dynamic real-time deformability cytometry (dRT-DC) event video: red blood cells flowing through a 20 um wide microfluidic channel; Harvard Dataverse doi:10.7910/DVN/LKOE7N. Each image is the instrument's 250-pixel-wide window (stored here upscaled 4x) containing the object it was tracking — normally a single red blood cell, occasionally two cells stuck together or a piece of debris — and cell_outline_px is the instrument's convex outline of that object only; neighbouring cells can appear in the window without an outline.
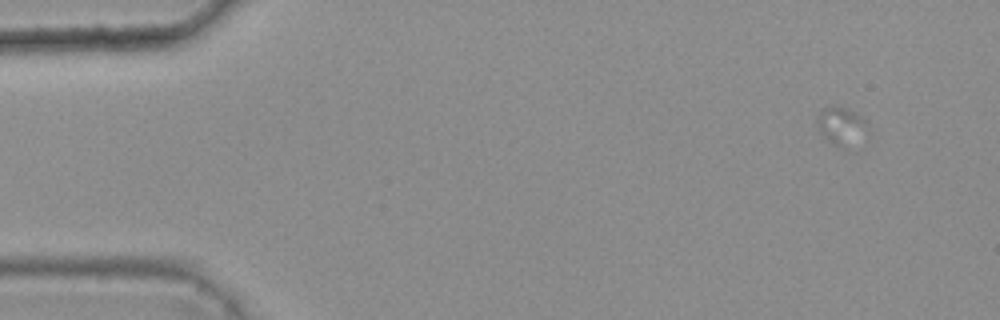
{"species": "common noctule bat (a hibernating species)", "species_latin": "Nyctalus noctula", "temperature_condition": "warm", "stored_images_in_passage": 5, "camera_frame_rate_fps": 3000, "um_per_image_px": 0.085, "animal": {"sex": "female", "body_mass_g": 25.1}, "frame": {"image": 1, "passage_image": 1, "time_ms": 0.0, "image_size_px": [1000, 320], "cell_outline_px": [[872, 132], [844, 148], [840, 148], [832, 144], [820, 132], [816, 120], [820, 108], [832, 104], [836, 104], [856, 112], [864, 116]], "centroid_in_image_um": [71.56, 10.65], "position_along_channel_um": 13.4, "area_um2": 11.79}}
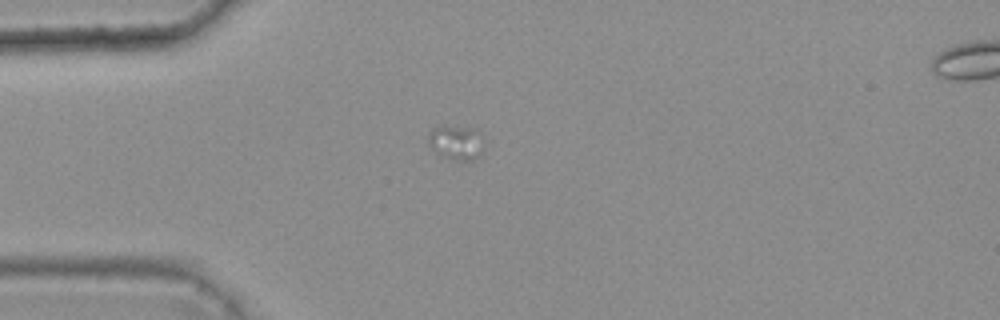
{"frame": {"image": 2, "passage_image": 4, "time_ms": 1.0, "image_size_px": [1000, 320], "cell_outline_px": [[480, 152], [472, 160], [456, 160], [440, 156], [428, 144], [428, 132], [432, 128], [440, 124], [448, 124], [476, 128]], "centroid_in_image_um": [38.63, 12.05], "position_along_channel_um": 46.4, "area_um2": 11.04}}